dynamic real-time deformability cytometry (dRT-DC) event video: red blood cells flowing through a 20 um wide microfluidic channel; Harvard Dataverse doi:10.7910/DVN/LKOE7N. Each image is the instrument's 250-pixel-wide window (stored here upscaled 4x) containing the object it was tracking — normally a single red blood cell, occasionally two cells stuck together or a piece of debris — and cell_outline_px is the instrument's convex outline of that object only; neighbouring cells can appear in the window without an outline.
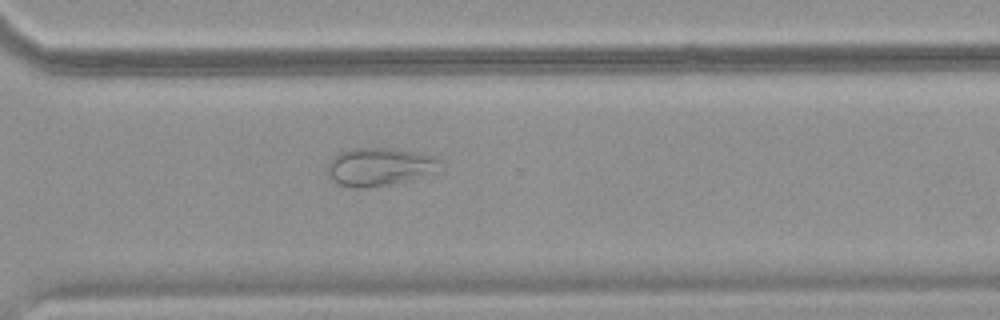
{"species": "common noctule bat (a hibernating species)", "species_latin": "Nyctalus noctula", "temperature_condition": "warm", "stored_images_in_passage": 30, "camera_frame_rate_fps": 3000, "um_per_image_px": 0.085, "animal": {"sex": "female", "body_mass_g": 18.4}, "frame": {"image": 1, "passage_image": 20, "time_ms": 6.333, "image_size_px": [1000, 320], "cell_outline_px": [[440, 172], [388, 184], [364, 188], [352, 188], [336, 184], [328, 176], [328, 164], [332, 156], [340, 152], [352, 148], [388, 148], [436, 156], [440, 160]], "centroid_in_image_um": [32.23, 14.18], "position_along_channel_um": 338.4, "area_um2": 25.03}}
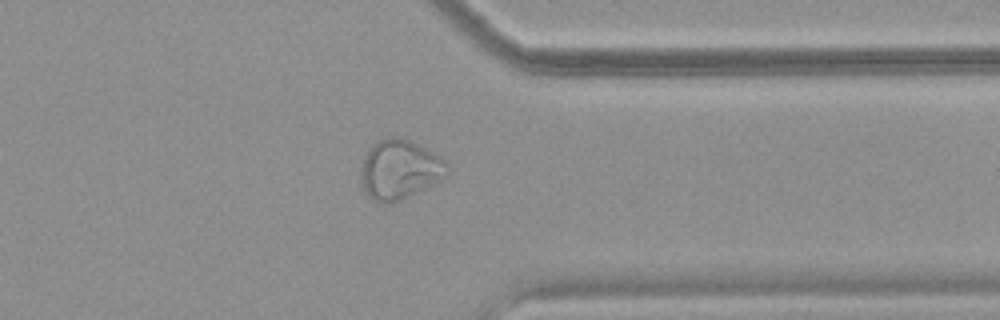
{"frame": {"image": 2, "passage_image": 23, "time_ms": 7.333, "image_size_px": [1000, 320], "cell_outline_px": [[448, 172], [440, 180], [400, 200], [388, 204], [384, 204], [372, 200], [364, 192], [360, 180], [360, 172], [364, 156], [372, 144], [384, 136], [400, 136], [440, 156], [448, 164]], "centroid_in_image_um": [33.91, 14.4], "position_along_channel_um": 377.5, "area_um2": 30.0}}
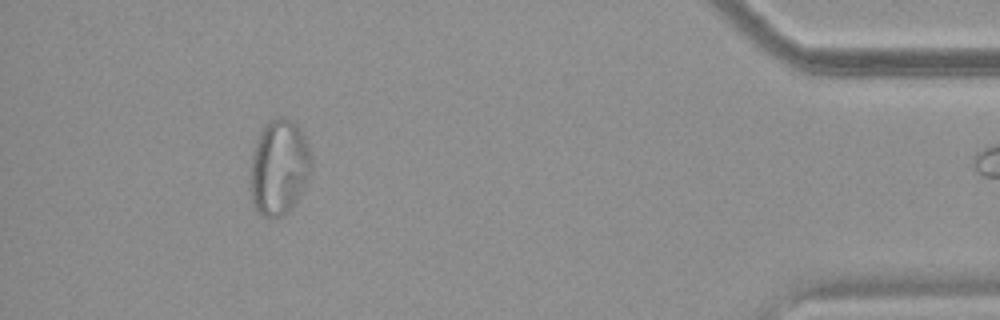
{"frame": {"image": 3, "passage_image": 29, "time_ms": 9.333, "image_size_px": [1000, 320], "cell_outline_px": [[312, 164], [308, 180], [292, 208], [284, 216], [264, 216], [256, 208], [252, 200], [252, 152], [256, 140], [260, 132], [272, 120], [280, 116], [284, 116], [292, 120], [300, 128], [312, 152]], "centroid_in_image_um": [23.77, 14.19], "position_along_channel_um": 411.4, "area_um2": 33.64}}